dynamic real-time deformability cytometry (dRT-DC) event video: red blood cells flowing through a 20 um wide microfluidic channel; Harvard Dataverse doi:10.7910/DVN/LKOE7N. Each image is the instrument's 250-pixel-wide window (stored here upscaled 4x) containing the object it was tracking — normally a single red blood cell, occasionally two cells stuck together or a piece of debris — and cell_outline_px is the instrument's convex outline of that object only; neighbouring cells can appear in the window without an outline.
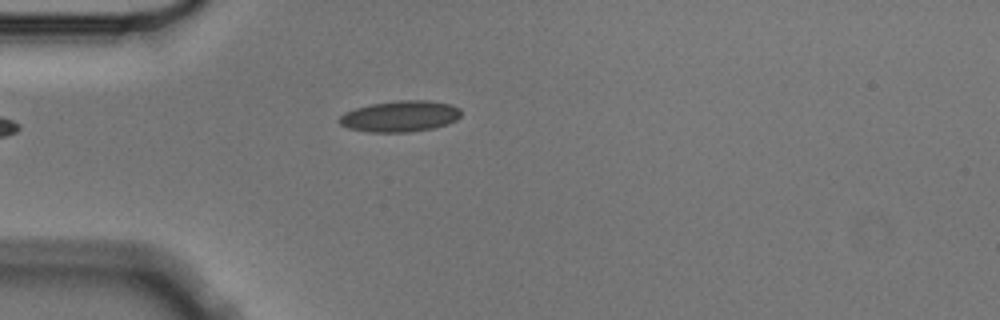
{"species": "Egyptian fruit bat (a non-hibernating species)", "species_latin": "Rousettus aegyptiacus", "temperature_condition": "cold", "stored_images_in_passage": 6, "camera_frame_rate_fps": 3000, "um_per_image_px": 0.085, "animal": {"sex": "male"}, "frame": {"image": 1, "passage_image": 5, "time_ms": 1.333, "image_size_px": [1000, 320], "cell_outline_px": [[460, 116], [456, 120], [448, 124], [432, 128], [408, 132], [368, 132], [348, 128], [340, 124], [340, 116], [344, 112], [356, 108], [372, 104], [400, 100], [428, 100], [452, 104], [460, 108]], "centroid_in_image_um": [34.03, 9.88], "position_along_channel_um": 51.0, "area_um2": 22.02}}